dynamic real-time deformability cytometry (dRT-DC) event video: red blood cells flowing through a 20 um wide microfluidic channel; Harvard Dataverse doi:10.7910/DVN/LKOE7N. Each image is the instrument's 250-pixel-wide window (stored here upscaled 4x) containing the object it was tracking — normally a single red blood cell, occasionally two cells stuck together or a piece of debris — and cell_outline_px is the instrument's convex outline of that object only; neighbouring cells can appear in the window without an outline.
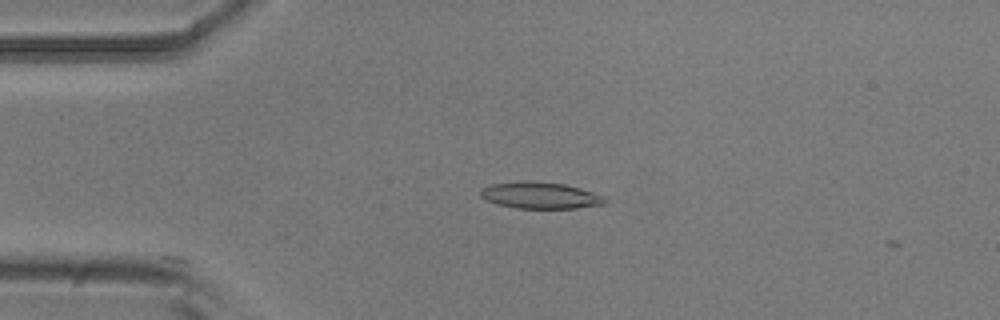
{"species": "common noctule bat (a hibernating species)", "species_latin": "Nyctalus noctula", "temperature_condition": "room temperature", "stored_images_in_passage": 5, "camera_frame_rate_fps": 3000, "um_per_image_px": 0.085, "animal": {"sex": "male", "body_mass_g": 20.5, "forearm_length_mm": 52.5}, "frame": {"image": 1, "passage_image": 4, "time_ms": 1.0, "image_size_px": [1000, 320], "cell_outline_px": [[608, 204], [576, 208], [516, 208], [496, 204], [480, 196], [480, 188], [488, 184], [524, 180], [532, 180], [564, 184], [580, 188], [604, 196], [608, 200]], "centroid_in_image_um": [45.91, 16.59], "position_along_channel_um": 39.1, "area_um2": 19.59}}